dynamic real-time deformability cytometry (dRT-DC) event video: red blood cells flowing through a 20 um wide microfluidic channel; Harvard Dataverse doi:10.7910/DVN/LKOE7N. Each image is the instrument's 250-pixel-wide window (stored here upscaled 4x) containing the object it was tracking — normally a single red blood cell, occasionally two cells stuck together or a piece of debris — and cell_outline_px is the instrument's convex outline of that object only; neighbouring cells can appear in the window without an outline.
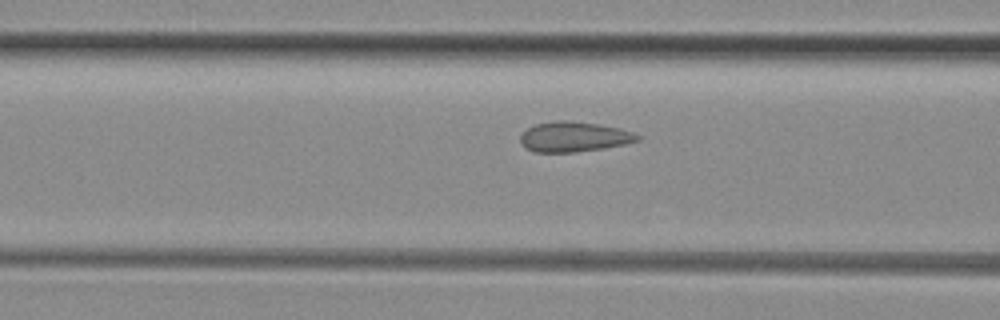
{"species": "common noctule bat (a hibernating species)", "species_latin": "Nyctalus noctula", "temperature_condition": "room temperature", "stored_images_in_passage": 44, "camera_frame_rate_fps": 3000, "um_per_image_px": 0.085, "animal": {"sex": "female", "body_mass_g": 29.2, "forearm_length_mm": 56.3}, "frame": {"image": 1, "passage_image": 15, "time_ms": 4.667, "image_size_px": [1000, 320], "cell_outline_px": [[640, 140], [624, 144], [604, 148], [576, 152], [532, 152], [524, 148], [520, 140], [520, 136], [528, 128], [536, 124], [556, 120], [568, 120], [596, 124], [620, 128], [632, 132], [640, 136]], "centroid_in_image_um": [48.76, 11.63], "position_along_channel_um": 117.8, "area_um2": 20.52}}
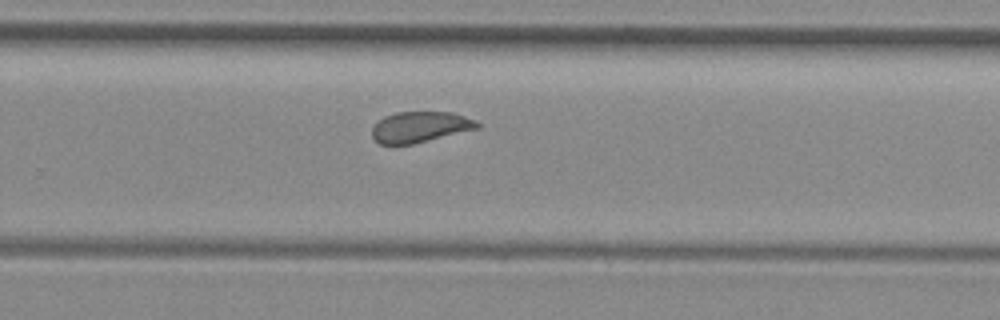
{"frame": {"image": 2, "passage_image": 28, "time_ms": 9.0, "image_size_px": [1000, 320], "cell_outline_px": [[480, 128], [412, 144], [380, 144], [372, 136], [372, 128], [384, 116], [396, 112], [452, 112], [476, 120], [480, 124]], "centroid_in_image_um": [35.73, 10.78], "position_along_channel_um": 294.1, "area_um2": 18.79}}
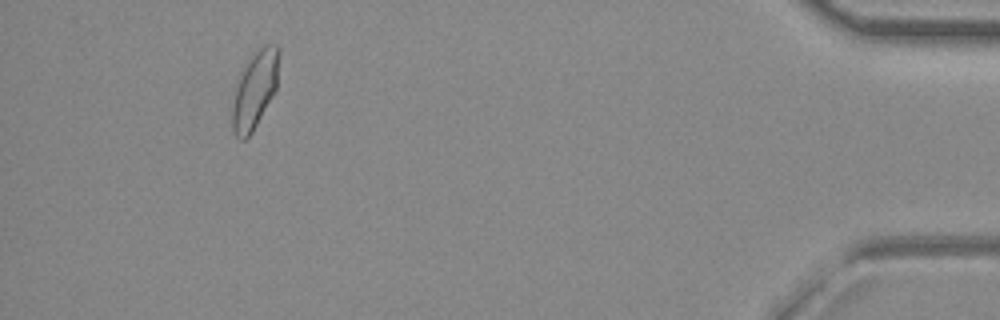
{"frame": {"image": 3, "passage_image": 42, "time_ms": 13.667, "image_size_px": [1000, 320], "cell_outline_px": [[280, 52], [276, 88], [252, 132], [244, 140], [240, 140], [232, 132], [232, 108], [236, 88], [240, 76], [252, 52], [264, 44], [276, 44], [280, 48]], "centroid_in_image_um": [21.67, 7.59], "position_along_channel_um": 413.5, "area_um2": 20.81}, "authors_computed_cell_mechanics": {"area_um2": 20.2878, "velocity_mm_per_s": 4.0812, "shape_relaxation_time_tau1_ms": 7.7918, "shape_relaxation_time_tau2_ms": null, "deformation_change_tau1": 0.1238, "deformation_change_tau2": null}}